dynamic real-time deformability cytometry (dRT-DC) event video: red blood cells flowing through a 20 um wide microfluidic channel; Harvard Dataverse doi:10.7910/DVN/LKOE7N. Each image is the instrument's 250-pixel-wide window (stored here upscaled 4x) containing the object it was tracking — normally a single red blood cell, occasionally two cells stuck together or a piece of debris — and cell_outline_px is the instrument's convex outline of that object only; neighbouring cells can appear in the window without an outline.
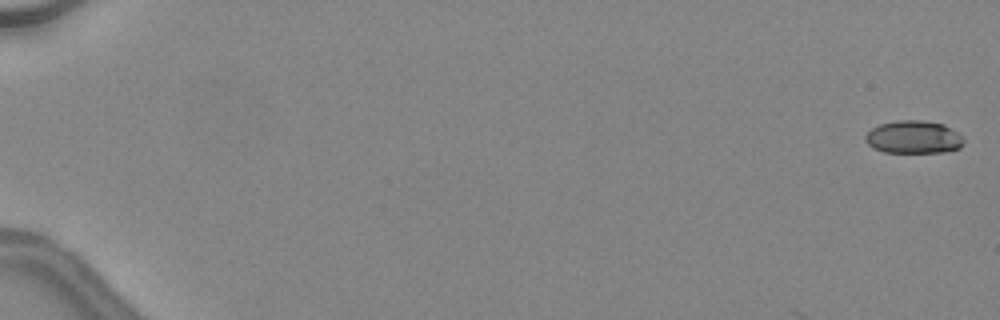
{"species": "common noctule bat (a hibernating species)", "species_latin": "Nyctalus noctula", "temperature_condition": "warm", "stored_images_in_passage": 5, "camera_frame_rate_fps": 3000, "um_per_image_px": 0.085, "animal": {"sex": "female", "body_mass_g": 24.6, "forearm_length_mm": 56.2}, "frame": {"image": 1, "passage_image": 1, "time_ms": 0.0, "image_size_px": [1000, 320], "cell_outline_px": [[964, 144], [960, 148], [944, 152], [884, 152], [872, 148], [864, 140], [864, 136], [872, 128], [880, 124], [896, 120], [920, 120], [944, 124], [964, 136]], "centroid_in_image_um": [77.66, 11.65], "position_along_channel_um": 7.3, "area_um2": 19.02}}